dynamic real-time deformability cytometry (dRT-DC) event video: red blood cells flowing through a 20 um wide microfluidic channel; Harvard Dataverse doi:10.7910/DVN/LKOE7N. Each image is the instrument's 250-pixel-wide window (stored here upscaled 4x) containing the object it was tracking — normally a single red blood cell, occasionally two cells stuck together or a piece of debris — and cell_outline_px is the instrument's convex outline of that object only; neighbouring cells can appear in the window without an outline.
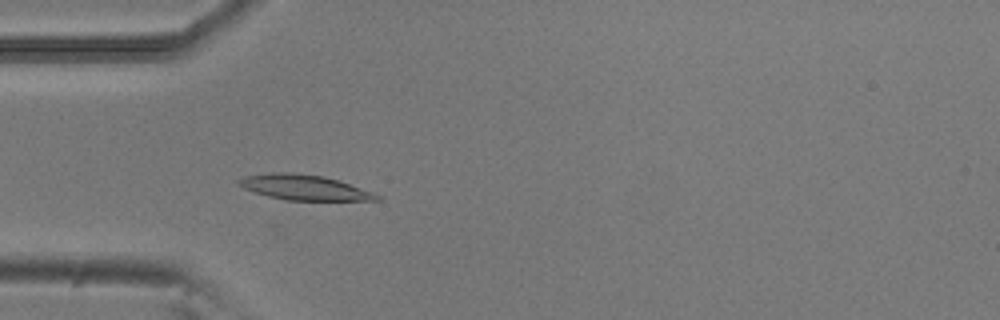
{"species": "common noctule bat (a hibernating species)", "species_latin": "Nyctalus noctula", "temperature_condition": "room temperature", "stored_images_in_passage": 5, "camera_frame_rate_fps": 3000, "um_per_image_px": 0.085, "animal": {"sex": "male", "body_mass_g": 20.5, "forearm_length_mm": 52.5}, "frame": {"image": 1, "passage_image": 5, "time_ms": 1.333, "image_size_px": [1000, 320], "cell_outline_px": [[380, 200], [284, 200], [268, 196], [244, 188], [236, 184], [236, 180], [244, 176], [272, 172], [292, 172], [324, 176], [372, 192], [380, 196]], "centroid_in_image_um": [25.78, 15.92], "position_along_channel_um": 59.2, "area_um2": 20.06}}